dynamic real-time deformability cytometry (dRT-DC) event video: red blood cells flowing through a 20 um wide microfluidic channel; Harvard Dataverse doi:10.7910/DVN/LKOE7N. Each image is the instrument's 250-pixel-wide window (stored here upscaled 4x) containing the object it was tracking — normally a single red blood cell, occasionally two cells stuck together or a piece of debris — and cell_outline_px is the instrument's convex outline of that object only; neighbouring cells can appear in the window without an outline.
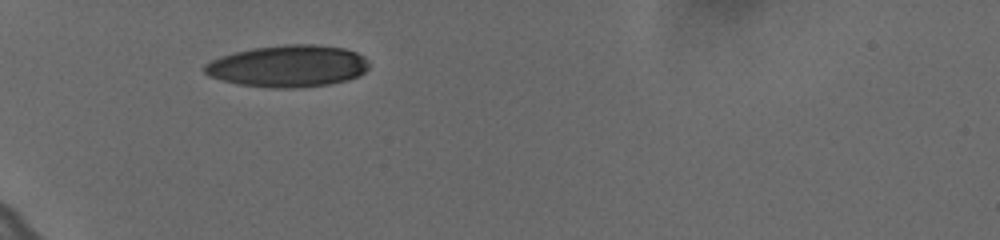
{"species": "human", "species_latin": "Homo sapiens", "temperature_condition": "cold", "stored_images_in_passage": 31, "camera_frame_rate_fps": 3000, "um_per_image_px": 0.085, "donor": {"sex": "female"}, "frame": {"image": 1, "passage_image": 1, "time_ms": 0.0, "image_size_px": [1000, 240], "cell_outline_px": [[368, 68], [360, 76], [348, 80], [332, 84], [300, 88], [268, 88], [236, 84], [220, 80], [208, 76], [204, 72], [204, 64], [220, 56], [252, 48], [284, 44], [316, 44], [344, 48], [356, 52], [364, 56], [368, 60]], "centroid_in_image_um": [24.49, 5.63], "position_along_channel_um": 60.5, "area_um2": 40.69}}
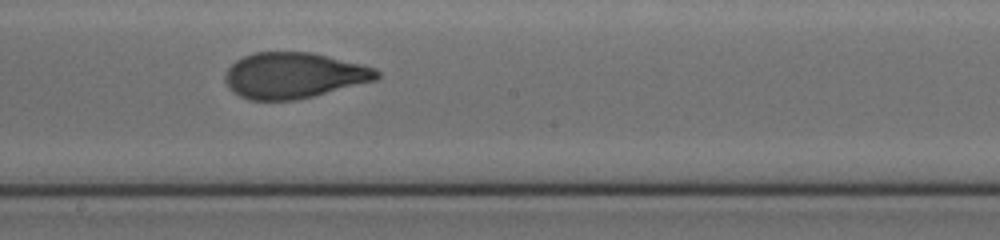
{"frame": {"image": 2, "passage_image": 16, "time_ms": 5.0, "image_size_px": [1000, 240], "cell_outline_px": [[380, 76], [376, 80], [296, 100], [248, 100], [232, 92], [228, 88], [224, 80], [224, 76], [228, 68], [236, 60], [244, 56], [256, 52], [312, 52], [364, 64], [376, 68], [380, 72]], "centroid_in_image_um": [24.97, 6.41], "position_along_channel_um": 223.2, "area_um2": 40.69}}
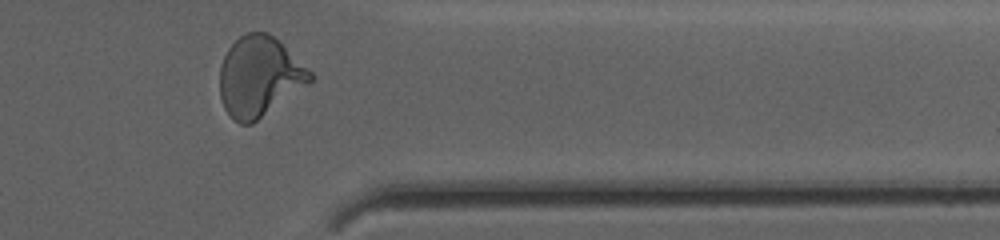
{"frame": {"image": 3, "passage_image": 30, "time_ms": 9.667, "image_size_px": [1000, 240], "cell_outline_px": [[316, 76], [308, 84], [252, 124], [240, 124], [232, 120], [224, 108], [220, 96], [220, 68], [224, 56], [228, 48], [240, 36], [248, 32], [268, 32], [312, 72]], "centroid_in_image_um": [22.02, 6.53], "position_along_channel_um": 389.4, "area_um2": 41.85}, "authors_computed_cell_mechanics": {"area_um2": 40.749, "velocity_mm_per_s": 3.6335, "shape_relaxation_time_tau1_ms": 4.1484, "shape_relaxation_time_tau2_ms": 0.946, "deformation_change_tau1": 0.1963, "deformation_change_tau2": 0.0744}}